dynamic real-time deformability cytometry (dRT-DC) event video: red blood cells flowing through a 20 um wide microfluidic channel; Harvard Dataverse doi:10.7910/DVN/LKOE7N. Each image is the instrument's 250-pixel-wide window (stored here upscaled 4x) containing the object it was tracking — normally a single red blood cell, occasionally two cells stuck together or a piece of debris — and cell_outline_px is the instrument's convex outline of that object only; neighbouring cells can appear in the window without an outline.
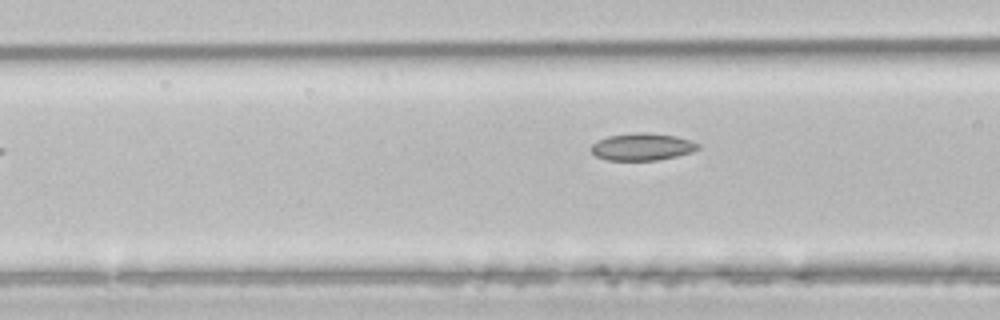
{"species": "common noctule bat (a hibernating species)", "species_latin": "Nyctalus noctula", "temperature_condition": "room temperature", "stored_images_in_passage": 4, "camera_frame_rate_fps": 3000, "um_per_image_px": 0.085, "animal": {"sex": "male", "body_mass_g": 21.5, "forearm_length_mm": 52.0}, "frame": {"image": 1, "passage_image": 4, "time_ms": 1.0, "image_size_px": [1000, 320], "cell_outline_px": [[700, 148], [692, 152], [676, 156], [656, 160], [608, 160], [596, 156], [592, 152], [592, 144], [596, 140], [608, 136], [636, 132], [644, 132], [676, 136], [692, 140], [700, 144]], "centroid_in_image_um": [54.61, 12.47], "position_along_channel_um": 112.0, "area_um2": 16.99}}